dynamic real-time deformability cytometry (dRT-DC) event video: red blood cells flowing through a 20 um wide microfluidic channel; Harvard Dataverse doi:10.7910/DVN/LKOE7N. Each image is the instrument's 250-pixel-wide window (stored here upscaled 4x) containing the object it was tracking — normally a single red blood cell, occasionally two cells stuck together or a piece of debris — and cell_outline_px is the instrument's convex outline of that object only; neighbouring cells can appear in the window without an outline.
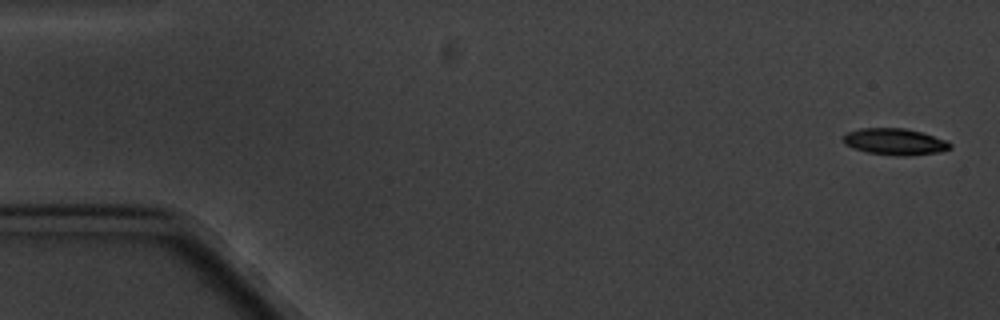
{"species": "common noctule bat (a hibernating species)", "species_latin": "Nyctalus noctula", "temperature_condition": "cold", "stored_images_in_passage": 8, "camera_frame_rate_fps": 3000, "um_per_image_px": 0.085, "animal": {"sex": "male", "body_mass_g": 20.1, "forearm_length_mm": 53.5}, "frame": {"image": 1, "passage_image": 1, "time_ms": 0.0, "image_size_px": [1000, 320], "cell_outline_px": [[952, 148], [940, 152], [904, 156], [900, 156], [868, 152], [852, 148], [844, 144], [844, 136], [848, 132], [860, 128], [904, 128], [920, 132], [948, 140], [952, 144]], "centroid_in_image_um": [76.09, 12.04], "position_along_channel_um": 8.9, "area_um2": 16.47}}
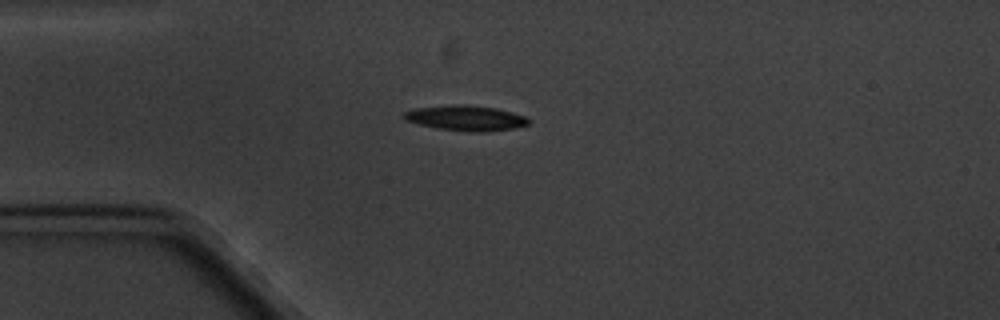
{"frame": {"image": 2, "passage_image": 4, "time_ms": 4.333, "image_size_px": [1000, 320], "cell_outline_px": [[528, 124], [512, 128], [484, 132], [476, 132], [440, 128], [420, 124], [404, 120], [400, 116], [404, 112], [416, 108], [452, 104], [464, 104], [496, 108], [512, 112], [524, 116], [528, 120]], "centroid_in_image_um": [39.54, 10.02], "position_along_channel_um": 45.5, "area_um2": 18.09}}